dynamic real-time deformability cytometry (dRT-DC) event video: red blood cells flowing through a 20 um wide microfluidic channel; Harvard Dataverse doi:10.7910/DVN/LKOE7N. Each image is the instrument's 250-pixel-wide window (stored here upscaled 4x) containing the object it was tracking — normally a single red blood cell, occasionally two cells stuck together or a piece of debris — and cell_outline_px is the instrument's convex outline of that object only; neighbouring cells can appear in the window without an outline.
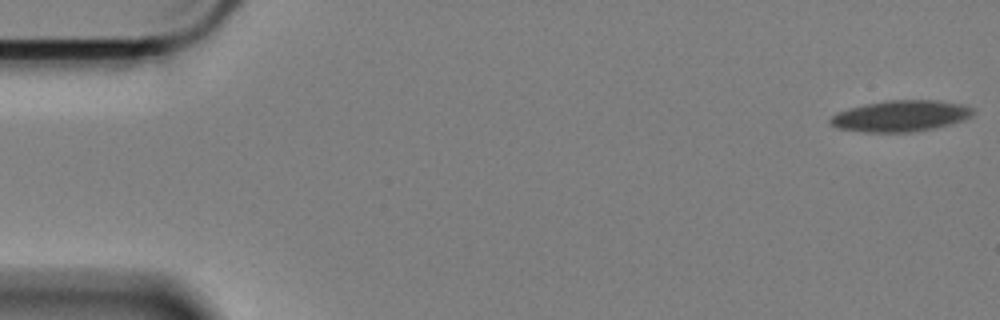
{"species": "Egyptian fruit bat (a non-hibernating species)", "species_latin": "Rousettus aegyptiacus", "temperature_condition": "cold", "stored_images_in_passage": 6, "camera_frame_rate_fps": 3000, "um_per_image_px": 0.085, "animal": {"sex": "female"}, "frame": {"image": 1, "passage_image": 1, "time_ms": 0.0, "image_size_px": [1000, 320], "cell_outline_px": [[976, 112], [972, 116], [964, 120], [932, 128], [908, 132], [868, 132], [836, 128], [828, 120], [832, 116], [840, 112], [852, 108], [868, 104], [888, 100], [936, 100], [960, 104], [972, 108]], "centroid_in_image_um": [76.59, 9.86], "position_along_channel_um": 8.4, "area_um2": 25.43}}